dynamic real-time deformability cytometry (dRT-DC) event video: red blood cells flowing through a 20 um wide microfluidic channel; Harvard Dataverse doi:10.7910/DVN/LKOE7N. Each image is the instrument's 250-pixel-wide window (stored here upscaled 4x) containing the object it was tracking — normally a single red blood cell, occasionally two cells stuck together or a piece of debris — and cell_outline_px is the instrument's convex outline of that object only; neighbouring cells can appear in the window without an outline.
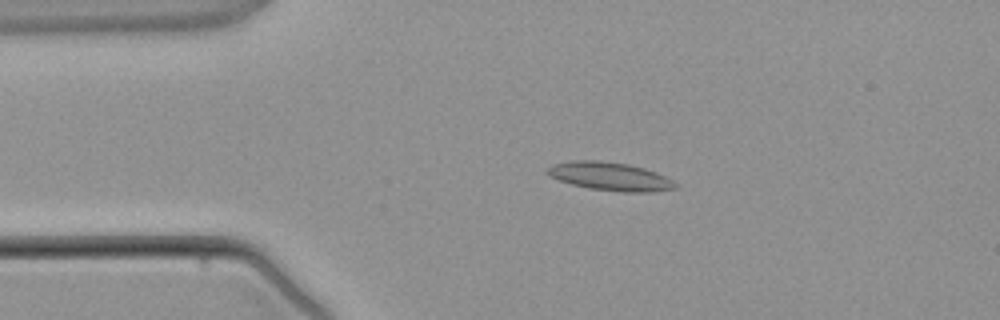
{"species": "common noctule bat (a hibernating species)", "species_latin": "Nyctalus noctula", "temperature_condition": "warm", "stored_images_in_passage": 2, "camera_frame_rate_fps": 3000, "um_per_image_px": 0.085, "animal": {"sex": "male", "body_mass_g": 21.5, "forearm_length_mm": 52.0}, "frame": {"image": 1, "passage_image": 2, "time_ms": 1.333, "image_size_px": [1000, 320], "cell_outline_px": [[680, 188], [652, 192], [620, 192], [588, 188], [572, 184], [560, 180], [544, 172], [552, 164], [576, 160], [600, 160], [628, 164], [644, 168], [656, 172], [680, 184]], "centroid_in_image_um": [51.91, 15.0], "position_along_channel_um": 33.1, "area_um2": 21.27}}